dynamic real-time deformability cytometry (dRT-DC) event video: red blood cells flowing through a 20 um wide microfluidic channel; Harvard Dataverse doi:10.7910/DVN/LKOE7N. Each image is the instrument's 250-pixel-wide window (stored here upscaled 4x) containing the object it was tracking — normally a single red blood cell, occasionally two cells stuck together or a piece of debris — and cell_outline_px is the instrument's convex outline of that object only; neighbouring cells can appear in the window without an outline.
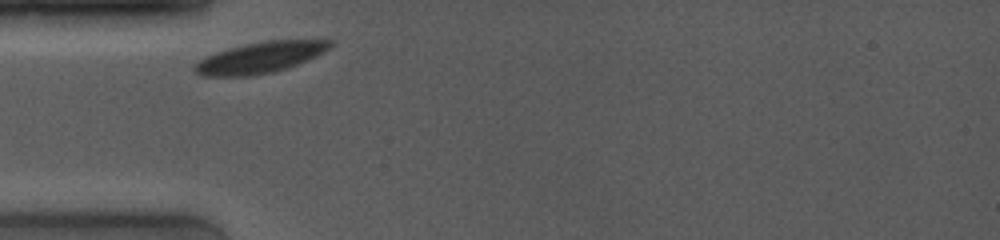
{"species": "common noctule bat (a hibernating species)", "species_latin": "Nyctalus noctula", "temperature_condition": "room temperature", "stored_images_in_passage": 37, "camera_frame_rate_fps": 4000, "um_per_image_px": 0.085, "animal": {"sex": "female", "body_mass_g": 19.0, "forearm_length_mm": 53.3}, "frame": {"image": 1, "passage_image": 1, "time_ms": 0.0, "image_size_px": [1000, 240], "cell_outline_px": [[332, 44], [324, 52], [296, 64], [272, 72], [248, 76], [204, 76], [196, 72], [192, 68], [204, 56], [216, 52], [248, 44], [268, 40], [332, 40]], "centroid_in_image_um": [22.08, 4.89], "position_along_channel_um": 62.9, "area_um2": 23.87}}
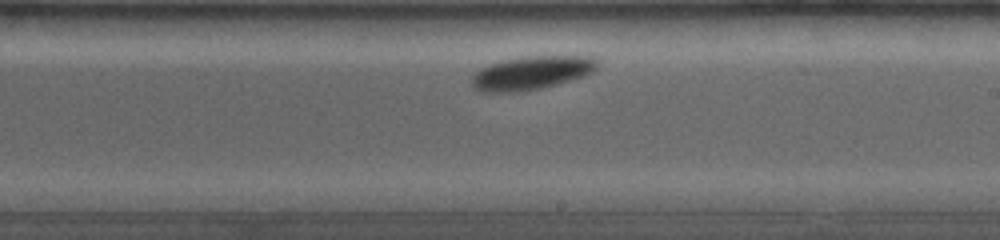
{"frame": {"image": 2, "passage_image": 16, "time_ms": 5.0, "image_size_px": [1000, 240], "cell_outline_px": [[600, 64], [592, 72], [584, 76], [572, 80], [540, 88], [520, 92], [480, 92], [472, 88], [472, 76], [480, 68], [500, 60], [524, 56], [592, 56], [600, 60]], "centroid_in_image_um": [45.18, 6.19], "position_along_channel_um": 243.8, "area_um2": 24.85}}
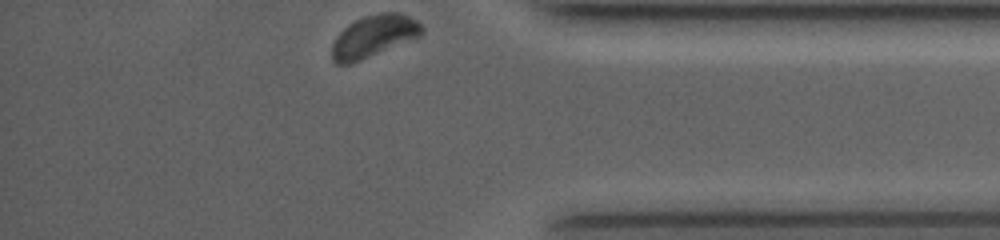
{"frame": {"image": 3, "passage_image": 37, "time_ms": 9.5, "image_size_px": [1000, 240], "cell_outline_px": [[424, 32], [420, 36], [360, 60], [348, 64], [336, 64], [332, 60], [332, 44], [336, 36], [348, 24], [364, 16], [384, 12], [400, 12], [416, 20], [424, 28]], "centroid_in_image_um": [31.76, 3.06], "position_along_channel_um": 403.4, "area_um2": 21.79}, "authors_computed_cell_mechanics": {"area_um2": 23.7558, "velocity_mm_per_s": 3.6737, "shape_relaxation_time_tau1_ms": 1.2301, "shape_relaxation_time_tau2_ms": null, "deformation_change_tau1": 0.0532, "deformation_change_tau2": null}}